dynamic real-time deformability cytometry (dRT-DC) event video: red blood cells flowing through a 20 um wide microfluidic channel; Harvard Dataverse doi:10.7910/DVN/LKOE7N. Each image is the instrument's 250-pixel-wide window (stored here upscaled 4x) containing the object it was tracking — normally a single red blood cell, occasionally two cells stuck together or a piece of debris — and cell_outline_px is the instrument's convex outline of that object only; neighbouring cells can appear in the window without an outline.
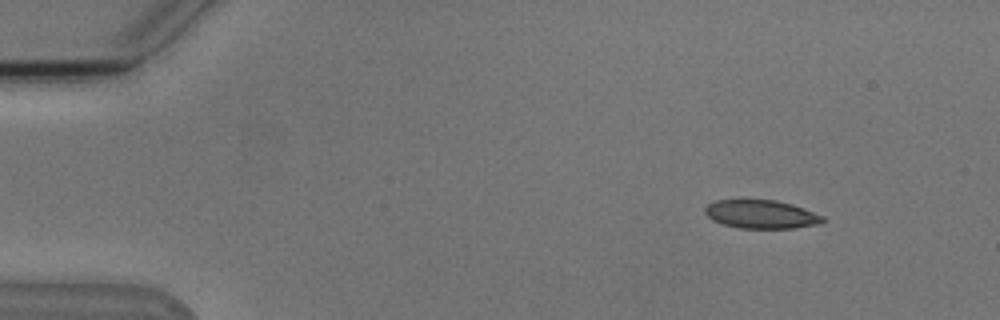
{"species": "Egyptian fruit bat (a non-hibernating species)", "species_latin": "Rousettus aegyptiacus", "temperature_condition": "cold", "stored_images_in_passage": 5, "segment_of_instrument_passage": [1, 2], "camera_frame_rate_fps": 3000, "um_per_image_px": 0.085, "animal": {"sex": "male"}, "frame": {"image": 1, "passage_image": 1, "time_ms": 0.0, "image_size_px": [1000, 320], "cell_outline_px": [[824, 220], [816, 224], [796, 228], [740, 228], [724, 224], [712, 220], [704, 212], [704, 208], [708, 204], [716, 200], [776, 200], [792, 204], [804, 208], [824, 216]], "centroid_in_image_um": [64.69, 18.21], "position_along_channel_um": 20.3, "area_um2": 19.42}}
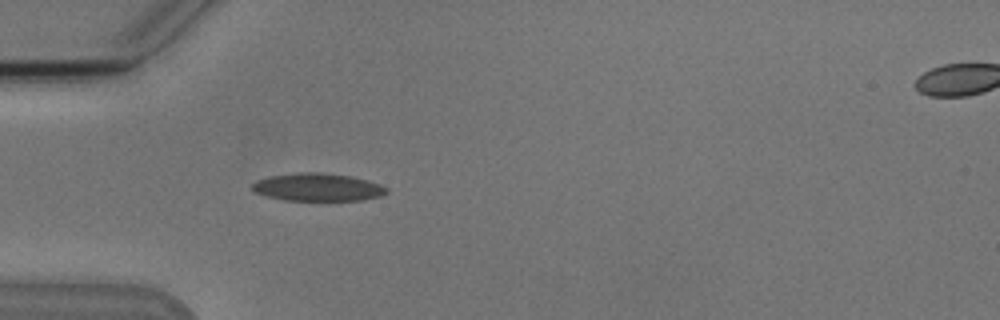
{"frame": {"image": 2, "passage_image": 4, "time_ms": 3.333, "image_size_px": [1000, 320], "cell_outline_px": [[388, 192], [380, 196], [360, 200], [284, 200], [264, 196], [256, 192], [252, 188], [252, 184], [256, 180], [272, 176], [296, 172], [320, 172], [352, 176], [368, 180], [380, 184], [388, 188]], "centroid_in_image_um": [27.01, 15.9], "position_along_channel_um": 58.0, "area_um2": 21.79}}